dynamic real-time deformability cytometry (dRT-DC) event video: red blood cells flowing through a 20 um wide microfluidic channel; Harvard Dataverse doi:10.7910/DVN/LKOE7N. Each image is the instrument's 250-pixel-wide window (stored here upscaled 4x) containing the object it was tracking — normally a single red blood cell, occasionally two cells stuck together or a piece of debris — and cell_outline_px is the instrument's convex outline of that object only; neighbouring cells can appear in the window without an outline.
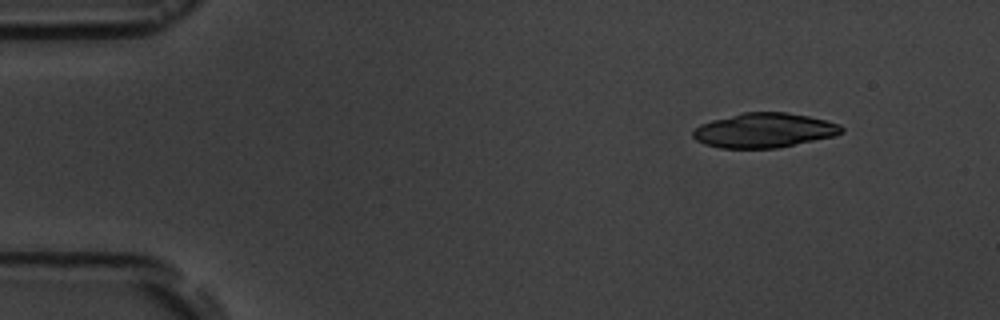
{"species": "common noctule bat (a hibernating species)", "species_latin": "Nyctalus noctula", "temperature_condition": "room temperature", "stored_images_in_passage": 2, "camera_frame_rate_fps": 3000, "um_per_image_px": 0.085, "animal": {"sex": "male", "body_mass_g": 19.5, "forearm_length_mm": 54.6}, "frame": {"image": 1, "passage_image": 2, "time_ms": 11.667, "image_size_px": [1000, 320], "cell_outline_px": [[844, 132], [832, 136], [776, 148], [720, 148], [704, 144], [696, 140], [692, 136], [692, 132], [700, 124], [712, 120], [744, 112], [788, 112], [808, 116], [840, 124], [844, 128]], "centroid_in_image_um": [64.93, 11.08], "position_along_channel_um": 20.1, "area_um2": 29.77}}